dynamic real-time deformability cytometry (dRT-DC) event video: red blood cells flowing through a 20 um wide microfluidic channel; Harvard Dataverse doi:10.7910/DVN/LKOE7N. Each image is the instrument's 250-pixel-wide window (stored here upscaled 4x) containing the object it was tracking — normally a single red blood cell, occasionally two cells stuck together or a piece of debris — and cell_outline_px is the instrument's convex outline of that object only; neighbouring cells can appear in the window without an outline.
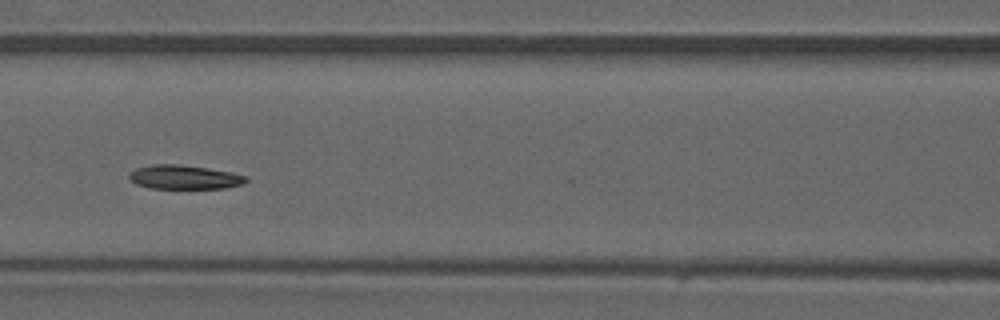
{"species": "common noctule bat (a hibernating species)", "species_latin": "Nyctalus noctula", "temperature_condition": "warm", "stored_images_in_passage": 30, "camera_frame_rate_fps": 3000, "um_per_image_px": 0.085, "animal": {"sex": "male", "forearm_length_mm": 52.5}, "frame": {"image": 1, "passage_image": 13, "time_ms": 4.0, "image_size_px": [1000, 320], "cell_outline_px": [[248, 180], [244, 184], [224, 188], [148, 188], [136, 184], [128, 176], [128, 172], [136, 168], [152, 164], [176, 164], [208, 168], [232, 172], [248, 176]], "centroid_in_image_um": [15.67, 15.05], "position_along_channel_um": 150.9, "area_um2": 16.47}}